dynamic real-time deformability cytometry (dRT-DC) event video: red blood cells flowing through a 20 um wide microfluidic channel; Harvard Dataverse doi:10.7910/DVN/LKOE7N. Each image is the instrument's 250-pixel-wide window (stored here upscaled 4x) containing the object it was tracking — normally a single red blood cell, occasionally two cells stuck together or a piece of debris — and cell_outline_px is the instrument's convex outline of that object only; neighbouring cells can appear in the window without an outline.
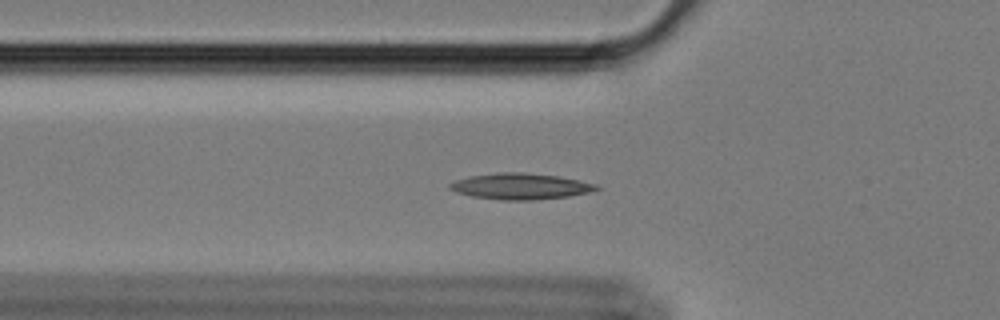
{"species": "Egyptian fruit bat (a non-hibernating species)", "species_latin": "Rousettus aegyptiacus", "temperature_condition": "cold", "stored_images_in_passage": 47, "camera_frame_rate_fps": 3000, "um_per_image_px": 0.085, "animal": {"sex": "female"}, "frame": {"image": 1, "passage_image": 8, "time_ms": 2.333, "image_size_px": [1000, 320], "cell_outline_px": [[600, 188], [592, 192], [568, 196], [532, 200], [500, 200], [472, 196], [456, 192], [448, 188], [448, 184], [456, 180], [472, 176], [500, 172], [520, 172], [560, 176], [596, 184]], "centroid_in_image_um": [44.24, 15.84], "position_along_channel_um": 81.6, "area_um2": 22.2}}
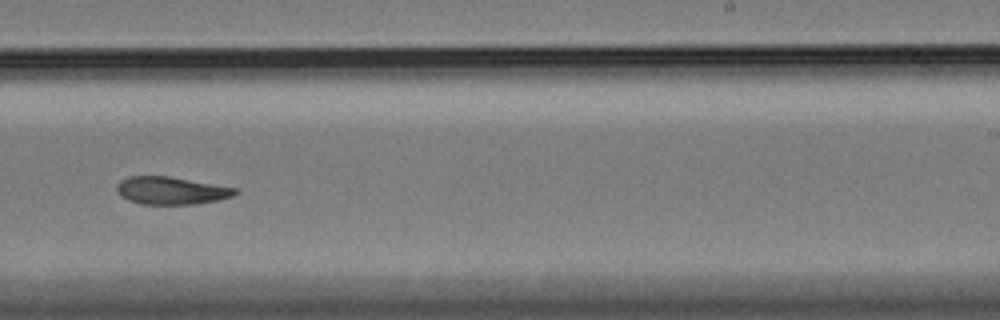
{"frame": {"image": 2, "passage_image": 25, "time_ms": 8.0, "image_size_px": [1000, 320], "cell_outline_px": [[240, 192], [232, 196], [216, 200], [196, 204], [140, 204], [128, 200], [120, 196], [116, 188], [116, 184], [120, 180], [128, 176], [168, 176], [236, 188]], "centroid_in_image_um": [14.51, 16.2], "position_along_channel_um": 274.5, "area_um2": 19.02}}
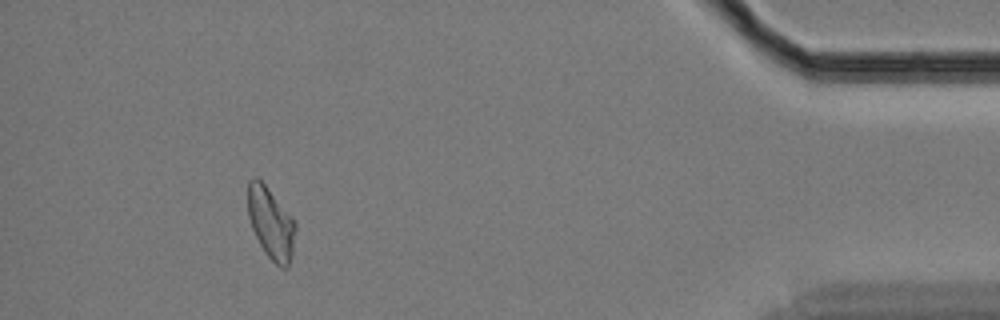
{"frame": {"image": 3, "passage_image": 42, "time_ms": 13.667, "image_size_px": [1000, 320], "cell_outline_px": [[296, 228], [292, 256], [288, 268], [280, 268], [264, 252], [252, 228], [248, 216], [248, 180], [256, 176], [264, 184], [292, 216], [296, 224]], "centroid_in_image_um": [23.04, 18.99], "position_along_channel_um": 412.2, "area_um2": 19.83}}